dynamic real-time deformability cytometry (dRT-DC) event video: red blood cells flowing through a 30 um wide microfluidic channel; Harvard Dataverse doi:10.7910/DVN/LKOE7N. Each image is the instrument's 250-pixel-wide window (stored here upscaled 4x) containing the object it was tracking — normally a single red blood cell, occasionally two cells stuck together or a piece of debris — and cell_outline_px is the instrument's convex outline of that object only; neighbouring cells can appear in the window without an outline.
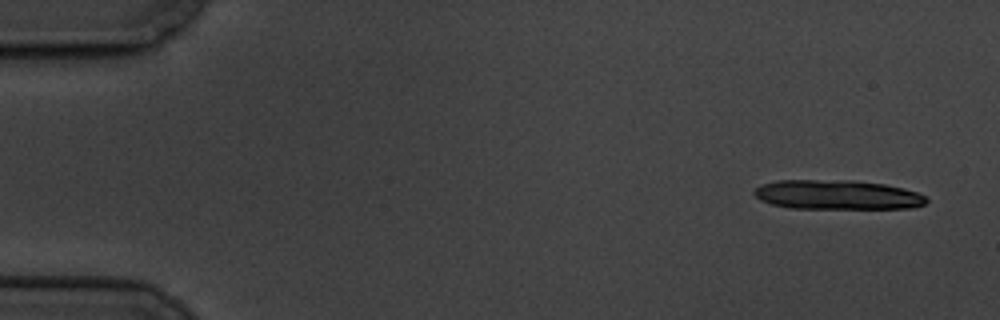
{"species": "common noctule bat (a hibernating species)", "species_latin": "Nyctalus noctula", "temperature_condition": "cold", "stored_images_in_passage": 6, "camera_frame_rate_fps": 3000, "um_per_image_px": 0.085, "animal": {"sex": "male", "body_mass_g": 19.5, "forearm_length_mm": 54.6}, "frame": {"image": 1, "passage_image": 1, "time_ms": 0.0, "image_size_px": [1000, 320], "cell_outline_px": [[928, 200], [924, 204], [916, 208], [788, 208], [772, 204], [760, 200], [752, 192], [756, 188], [764, 184], [776, 180], [852, 180], [884, 184], [904, 188], [916, 192], [924, 196]], "centroid_in_image_um": [71.17, 16.55], "position_along_channel_um": 13.8, "area_um2": 29.54}}
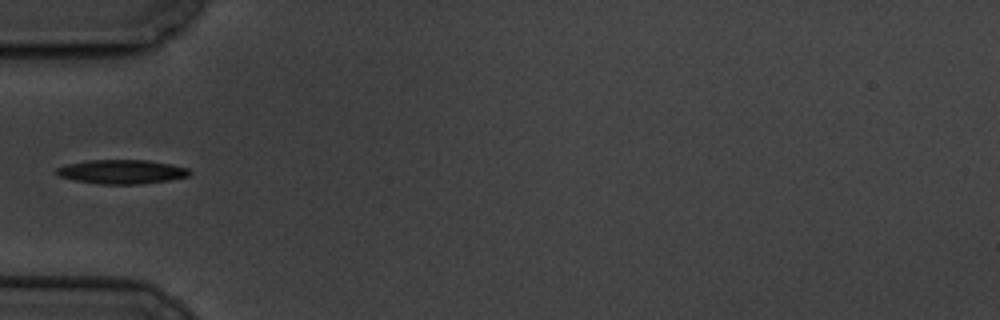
{"frame": {"image": 2, "passage_image": 6, "time_ms": 5.667, "image_size_px": [1000, 320], "cell_outline_px": [[192, 172], [188, 176], [168, 180], [140, 184], [100, 184], [76, 180], [56, 176], [56, 168], [68, 164], [88, 160], [148, 160], [172, 164], [188, 168]], "centroid_in_image_um": [10.35, 14.59], "position_along_channel_um": 74.6, "area_um2": 18.67}}